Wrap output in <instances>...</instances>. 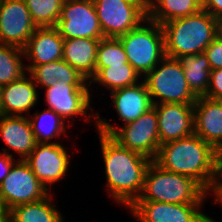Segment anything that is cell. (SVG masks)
<instances>
[{
	"label": "cell",
	"instance_id": "obj_28",
	"mask_svg": "<svg viewBox=\"0 0 222 222\" xmlns=\"http://www.w3.org/2000/svg\"><path fill=\"white\" fill-rule=\"evenodd\" d=\"M23 49L20 47L0 44V86L19 80L26 74Z\"/></svg>",
	"mask_w": 222,
	"mask_h": 222
},
{
	"label": "cell",
	"instance_id": "obj_36",
	"mask_svg": "<svg viewBox=\"0 0 222 222\" xmlns=\"http://www.w3.org/2000/svg\"><path fill=\"white\" fill-rule=\"evenodd\" d=\"M0 222H11V216L9 211L4 210L0 212Z\"/></svg>",
	"mask_w": 222,
	"mask_h": 222
},
{
	"label": "cell",
	"instance_id": "obj_18",
	"mask_svg": "<svg viewBox=\"0 0 222 222\" xmlns=\"http://www.w3.org/2000/svg\"><path fill=\"white\" fill-rule=\"evenodd\" d=\"M36 88L32 77L29 74L27 76V73L19 80L2 86L1 115L29 116L30 109L37 104L39 98Z\"/></svg>",
	"mask_w": 222,
	"mask_h": 222
},
{
	"label": "cell",
	"instance_id": "obj_14",
	"mask_svg": "<svg viewBox=\"0 0 222 222\" xmlns=\"http://www.w3.org/2000/svg\"><path fill=\"white\" fill-rule=\"evenodd\" d=\"M36 28L24 0H0V44L23 49Z\"/></svg>",
	"mask_w": 222,
	"mask_h": 222
},
{
	"label": "cell",
	"instance_id": "obj_15",
	"mask_svg": "<svg viewBox=\"0 0 222 222\" xmlns=\"http://www.w3.org/2000/svg\"><path fill=\"white\" fill-rule=\"evenodd\" d=\"M153 107L158 117L160 145L194 134V105L161 103Z\"/></svg>",
	"mask_w": 222,
	"mask_h": 222
},
{
	"label": "cell",
	"instance_id": "obj_21",
	"mask_svg": "<svg viewBox=\"0 0 222 222\" xmlns=\"http://www.w3.org/2000/svg\"><path fill=\"white\" fill-rule=\"evenodd\" d=\"M101 39H64L62 59L88 81L95 75L97 49Z\"/></svg>",
	"mask_w": 222,
	"mask_h": 222
},
{
	"label": "cell",
	"instance_id": "obj_31",
	"mask_svg": "<svg viewBox=\"0 0 222 222\" xmlns=\"http://www.w3.org/2000/svg\"><path fill=\"white\" fill-rule=\"evenodd\" d=\"M222 190V147L215 149L213 155L212 176L209 185L205 189V196L207 197L209 192L214 196Z\"/></svg>",
	"mask_w": 222,
	"mask_h": 222
},
{
	"label": "cell",
	"instance_id": "obj_35",
	"mask_svg": "<svg viewBox=\"0 0 222 222\" xmlns=\"http://www.w3.org/2000/svg\"><path fill=\"white\" fill-rule=\"evenodd\" d=\"M203 10L218 20L222 19V0H203Z\"/></svg>",
	"mask_w": 222,
	"mask_h": 222
},
{
	"label": "cell",
	"instance_id": "obj_13",
	"mask_svg": "<svg viewBox=\"0 0 222 222\" xmlns=\"http://www.w3.org/2000/svg\"><path fill=\"white\" fill-rule=\"evenodd\" d=\"M202 205L135 201L128 209L139 222H209V216L200 210Z\"/></svg>",
	"mask_w": 222,
	"mask_h": 222
},
{
	"label": "cell",
	"instance_id": "obj_22",
	"mask_svg": "<svg viewBox=\"0 0 222 222\" xmlns=\"http://www.w3.org/2000/svg\"><path fill=\"white\" fill-rule=\"evenodd\" d=\"M29 74L36 86L47 88L57 81H67V83H89L76 69L72 68L63 59L37 66H26Z\"/></svg>",
	"mask_w": 222,
	"mask_h": 222
},
{
	"label": "cell",
	"instance_id": "obj_8",
	"mask_svg": "<svg viewBox=\"0 0 222 222\" xmlns=\"http://www.w3.org/2000/svg\"><path fill=\"white\" fill-rule=\"evenodd\" d=\"M104 37L118 38L147 19L143 0H93Z\"/></svg>",
	"mask_w": 222,
	"mask_h": 222
},
{
	"label": "cell",
	"instance_id": "obj_20",
	"mask_svg": "<svg viewBox=\"0 0 222 222\" xmlns=\"http://www.w3.org/2000/svg\"><path fill=\"white\" fill-rule=\"evenodd\" d=\"M135 85L110 92L117 116L125 124L138 119L153 107L148 88L144 80Z\"/></svg>",
	"mask_w": 222,
	"mask_h": 222
},
{
	"label": "cell",
	"instance_id": "obj_24",
	"mask_svg": "<svg viewBox=\"0 0 222 222\" xmlns=\"http://www.w3.org/2000/svg\"><path fill=\"white\" fill-rule=\"evenodd\" d=\"M180 61L189 89L196 97H204L208 91L212 71L205 53L184 55Z\"/></svg>",
	"mask_w": 222,
	"mask_h": 222
},
{
	"label": "cell",
	"instance_id": "obj_33",
	"mask_svg": "<svg viewBox=\"0 0 222 222\" xmlns=\"http://www.w3.org/2000/svg\"><path fill=\"white\" fill-rule=\"evenodd\" d=\"M204 97L212 100H222V68L210 72L208 91Z\"/></svg>",
	"mask_w": 222,
	"mask_h": 222
},
{
	"label": "cell",
	"instance_id": "obj_29",
	"mask_svg": "<svg viewBox=\"0 0 222 222\" xmlns=\"http://www.w3.org/2000/svg\"><path fill=\"white\" fill-rule=\"evenodd\" d=\"M37 27H55L65 0H24Z\"/></svg>",
	"mask_w": 222,
	"mask_h": 222
},
{
	"label": "cell",
	"instance_id": "obj_9",
	"mask_svg": "<svg viewBox=\"0 0 222 222\" xmlns=\"http://www.w3.org/2000/svg\"><path fill=\"white\" fill-rule=\"evenodd\" d=\"M50 193L24 160L17 159L0 184V198L7 211L18 205L40 201Z\"/></svg>",
	"mask_w": 222,
	"mask_h": 222
},
{
	"label": "cell",
	"instance_id": "obj_30",
	"mask_svg": "<svg viewBox=\"0 0 222 222\" xmlns=\"http://www.w3.org/2000/svg\"><path fill=\"white\" fill-rule=\"evenodd\" d=\"M124 63L129 62L119 38H102L97 49L96 68H106L111 65H122Z\"/></svg>",
	"mask_w": 222,
	"mask_h": 222
},
{
	"label": "cell",
	"instance_id": "obj_7",
	"mask_svg": "<svg viewBox=\"0 0 222 222\" xmlns=\"http://www.w3.org/2000/svg\"><path fill=\"white\" fill-rule=\"evenodd\" d=\"M143 80L153 105L161 103L194 105L197 100L188 87L178 59L165 56Z\"/></svg>",
	"mask_w": 222,
	"mask_h": 222
},
{
	"label": "cell",
	"instance_id": "obj_6",
	"mask_svg": "<svg viewBox=\"0 0 222 222\" xmlns=\"http://www.w3.org/2000/svg\"><path fill=\"white\" fill-rule=\"evenodd\" d=\"M118 38L125 49L127 61L140 77L144 78L165 57L162 25L148 18Z\"/></svg>",
	"mask_w": 222,
	"mask_h": 222
},
{
	"label": "cell",
	"instance_id": "obj_19",
	"mask_svg": "<svg viewBox=\"0 0 222 222\" xmlns=\"http://www.w3.org/2000/svg\"><path fill=\"white\" fill-rule=\"evenodd\" d=\"M0 136L8 147L2 153L12 156L11 149L19 160H25L37 145L28 116L0 115Z\"/></svg>",
	"mask_w": 222,
	"mask_h": 222
},
{
	"label": "cell",
	"instance_id": "obj_11",
	"mask_svg": "<svg viewBox=\"0 0 222 222\" xmlns=\"http://www.w3.org/2000/svg\"><path fill=\"white\" fill-rule=\"evenodd\" d=\"M55 28L63 39L104 38L93 0H65Z\"/></svg>",
	"mask_w": 222,
	"mask_h": 222
},
{
	"label": "cell",
	"instance_id": "obj_23",
	"mask_svg": "<svg viewBox=\"0 0 222 222\" xmlns=\"http://www.w3.org/2000/svg\"><path fill=\"white\" fill-rule=\"evenodd\" d=\"M203 9V0H149L147 18L160 25Z\"/></svg>",
	"mask_w": 222,
	"mask_h": 222
},
{
	"label": "cell",
	"instance_id": "obj_5",
	"mask_svg": "<svg viewBox=\"0 0 222 222\" xmlns=\"http://www.w3.org/2000/svg\"><path fill=\"white\" fill-rule=\"evenodd\" d=\"M95 126L100 134L110 136L120 146L138 152L152 161L160 146L158 117L154 107L135 121L117 127L96 113Z\"/></svg>",
	"mask_w": 222,
	"mask_h": 222
},
{
	"label": "cell",
	"instance_id": "obj_1",
	"mask_svg": "<svg viewBox=\"0 0 222 222\" xmlns=\"http://www.w3.org/2000/svg\"><path fill=\"white\" fill-rule=\"evenodd\" d=\"M98 134L108 193L115 202L128 209L142 192L145 174L152 160L120 146L110 136Z\"/></svg>",
	"mask_w": 222,
	"mask_h": 222
},
{
	"label": "cell",
	"instance_id": "obj_10",
	"mask_svg": "<svg viewBox=\"0 0 222 222\" xmlns=\"http://www.w3.org/2000/svg\"><path fill=\"white\" fill-rule=\"evenodd\" d=\"M89 83H67L57 81L50 87L45 88V101L47 109L53 110L65 122L75 116H84L87 122L96 119V113H89L91 108V92Z\"/></svg>",
	"mask_w": 222,
	"mask_h": 222
},
{
	"label": "cell",
	"instance_id": "obj_2",
	"mask_svg": "<svg viewBox=\"0 0 222 222\" xmlns=\"http://www.w3.org/2000/svg\"><path fill=\"white\" fill-rule=\"evenodd\" d=\"M215 149L196 134L159 146L153 160L162 169L192 178L204 190L212 176Z\"/></svg>",
	"mask_w": 222,
	"mask_h": 222
},
{
	"label": "cell",
	"instance_id": "obj_26",
	"mask_svg": "<svg viewBox=\"0 0 222 222\" xmlns=\"http://www.w3.org/2000/svg\"><path fill=\"white\" fill-rule=\"evenodd\" d=\"M139 74L129 63L111 65L106 68H95V75L90 79L89 84L99 83L110 92L129 87L137 84L139 81Z\"/></svg>",
	"mask_w": 222,
	"mask_h": 222
},
{
	"label": "cell",
	"instance_id": "obj_34",
	"mask_svg": "<svg viewBox=\"0 0 222 222\" xmlns=\"http://www.w3.org/2000/svg\"><path fill=\"white\" fill-rule=\"evenodd\" d=\"M13 156L0 152V184L10 173L12 166L16 163Z\"/></svg>",
	"mask_w": 222,
	"mask_h": 222
},
{
	"label": "cell",
	"instance_id": "obj_17",
	"mask_svg": "<svg viewBox=\"0 0 222 222\" xmlns=\"http://www.w3.org/2000/svg\"><path fill=\"white\" fill-rule=\"evenodd\" d=\"M64 39L55 27H37L23 48L26 66H37L61 60Z\"/></svg>",
	"mask_w": 222,
	"mask_h": 222
},
{
	"label": "cell",
	"instance_id": "obj_3",
	"mask_svg": "<svg viewBox=\"0 0 222 222\" xmlns=\"http://www.w3.org/2000/svg\"><path fill=\"white\" fill-rule=\"evenodd\" d=\"M165 56L178 59L203 53L219 34V20L205 10L162 24Z\"/></svg>",
	"mask_w": 222,
	"mask_h": 222
},
{
	"label": "cell",
	"instance_id": "obj_38",
	"mask_svg": "<svg viewBox=\"0 0 222 222\" xmlns=\"http://www.w3.org/2000/svg\"><path fill=\"white\" fill-rule=\"evenodd\" d=\"M219 34L222 36V19L219 20Z\"/></svg>",
	"mask_w": 222,
	"mask_h": 222
},
{
	"label": "cell",
	"instance_id": "obj_37",
	"mask_svg": "<svg viewBox=\"0 0 222 222\" xmlns=\"http://www.w3.org/2000/svg\"><path fill=\"white\" fill-rule=\"evenodd\" d=\"M214 200L215 202H217V204L219 203V205H222V190L219 191L215 196H214ZM209 222H217L214 219H212L211 217H209Z\"/></svg>",
	"mask_w": 222,
	"mask_h": 222
},
{
	"label": "cell",
	"instance_id": "obj_39",
	"mask_svg": "<svg viewBox=\"0 0 222 222\" xmlns=\"http://www.w3.org/2000/svg\"><path fill=\"white\" fill-rule=\"evenodd\" d=\"M6 210L0 198V212Z\"/></svg>",
	"mask_w": 222,
	"mask_h": 222
},
{
	"label": "cell",
	"instance_id": "obj_27",
	"mask_svg": "<svg viewBox=\"0 0 222 222\" xmlns=\"http://www.w3.org/2000/svg\"><path fill=\"white\" fill-rule=\"evenodd\" d=\"M28 119L37 143H51L52 138L60 137L62 133L67 134V127H65L68 126L67 122L53 110L45 109L40 113L36 112L29 115Z\"/></svg>",
	"mask_w": 222,
	"mask_h": 222
},
{
	"label": "cell",
	"instance_id": "obj_12",
	"mask_svg": "<svg viewBox=\"0 0 222 222\" xmlns=\"http://www.w3.org/2000/svg\"><path fill=\"white\" fill-rule=\"evenodd\" d=\"M66 148L59 142L37 143L24 160L41 183L50 186L59 182L68 173L70 157Z\"/></svg>",
	"mask_w": 222,
	"mask_h": 222
},
{
	"label": "cell",
	"instance_id": "obj_4",
	"mask_svg": "<svg viewBox=\"0 0 222 222\" xmlns=\"http://www.w3.org/2000/svg\"><path fill=\"white\" fill-rule=\"evenodd\" d=\"M205 199V190L192 178L164 170L152 161L136 201L189 204L204 203Z\"/></svg>",
	"mask_w": 222,
	"mask_h": 222
},
{
	"label": "cell",
	"instance_id": "obj_40",
	"mask_svg": "<svg viewBox=\"0 0 222 222\" xmlns=\"http://www.w3.org/2000/svg\"><path fill=\"white\" fill-rule=\"evenodd\" d=\"M1 91H2V87L0 86V115H1Z\"/></svg>",
	"mask_w": 222,
	"mask_h": 222
},
{
	"label": "cell",
	"instance_id": "obj_32",
	"mask_svg": "<svg viewBox=\"0 0 222 222\" xmlns=\"http://www.w3.org/2000/svg\"><path fill=\"white\" fill-rule=\"evenodd\" d=\"M212 70L222 68V36L218 34L204 51Z\"/></svg>",
	"mask_w": 222,
	"mask_h": 222
},
{
	"label": "cell",
	"instance_id": "obj_25",
	"mask_svg": "<svg viewBox=\"0 0 222 222\" xmlns=\"http://www.w3.org/2000/svg\"><path fill=\"white\" fill-rule=\"evenodd\" d=\"M51 194L40 201L10 209L11 222H65L60 210L52 202Z\"/></svg>",
	"mask_w": 222,
	"mask_h": 222
},
{
	"label": "cell",
	"instance_id": "obj_16",
	"mask_svg": "<svg viewBox=\"0 0 222 222\" xmlns=\"http://www.w3.org/2000/svg\"><path fill=\"white\" fill-rule=\"evenodd\" d=\"M194 134L214 149L222 147V101L197 97L194 103Z\"/></svg>",
	"mask_w": 222,
	"mask_h": 222
}]
</instances>
